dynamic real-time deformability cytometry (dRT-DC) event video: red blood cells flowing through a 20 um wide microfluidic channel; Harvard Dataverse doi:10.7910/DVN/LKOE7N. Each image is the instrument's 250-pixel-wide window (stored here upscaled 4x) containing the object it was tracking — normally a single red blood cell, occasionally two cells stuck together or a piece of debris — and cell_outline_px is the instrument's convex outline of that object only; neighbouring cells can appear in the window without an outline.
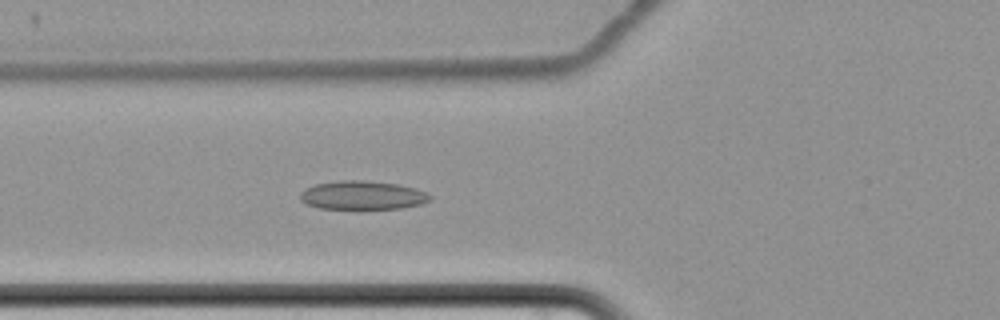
{"species": "common noctule bat (a hibernating species)", "species_latin": "Nyctalus noctula", "temperature_condition": "cold", "stored_images_in_passage": 65, "camera_frame_rate_fps": 3000, "um_per_image_px": 0.085, "animal": {"sex": "female", "body_mass_g": 22.7, "forearm_length_mm": 54.2}, "frame": {"image": 1, "passage_image": 28, "time_ms": 9.0, "image_size_px": [1000, 320], "cell_outline_px": [[432, 200], [420, 204], [400, 208], [320, 208], [308, 204], [300, 200], [300, 192], [316, 184], [340, 180], [360, 180], [396, 184], [416, 188], [432, 196]], "centroid_in_image_um": [30.83, 16.59], "position_along_channel_um": 95.0, "area_um2": 21.33}}
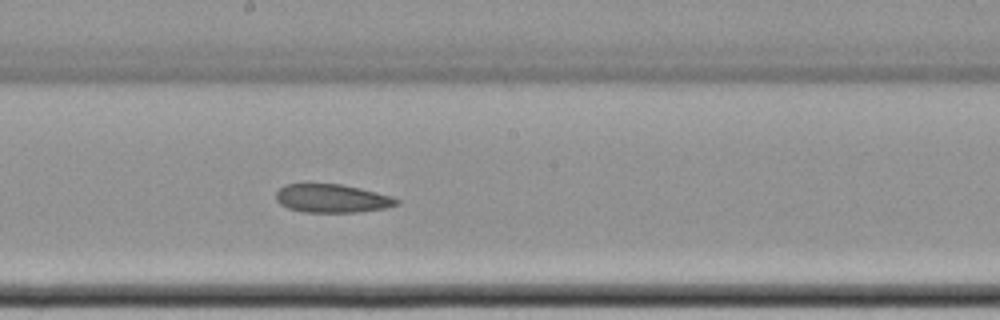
{"frame": {"image": 2, "passage_image": 39, "time_ms": 12.667, "image_size_px": [1000, 320], "cell_outline_px": [[400, 204], [388, 208], [356, 212], [304, 212], [288, 208], [280, 204], [276, 200], [276, 192], [284, 184], [340, 184], [360, 188], [392, 196], [400, 200]], "centroid_in_image_um": [28.25, 16.87], "position_along_channel_um": 220.0, "area_um2": 20.06}}
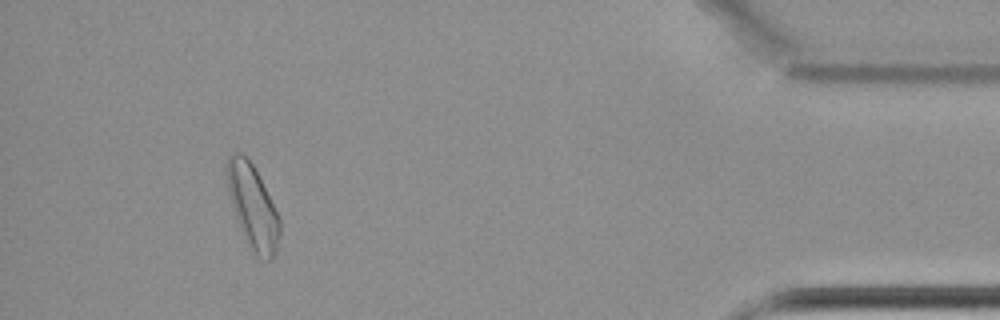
{"frame": {"image": 3, "passage_image": 61, "time_ms": 20.0, "image_size_px": [1000, 320], "cell_outline_px": [[280, 236], [276, 252], [272, 260], [268, 260], [256, 256], [252, 252], [244, 240], [228, 192], [224, 172], [224, 168], [228, 156], [232, 152], [240, 152], [252, 164], [280, 216]], "centroid_in_image_um": [21.46, 17.58], "position_along_channel_um": 413.7, "area_um2": 26.07}}